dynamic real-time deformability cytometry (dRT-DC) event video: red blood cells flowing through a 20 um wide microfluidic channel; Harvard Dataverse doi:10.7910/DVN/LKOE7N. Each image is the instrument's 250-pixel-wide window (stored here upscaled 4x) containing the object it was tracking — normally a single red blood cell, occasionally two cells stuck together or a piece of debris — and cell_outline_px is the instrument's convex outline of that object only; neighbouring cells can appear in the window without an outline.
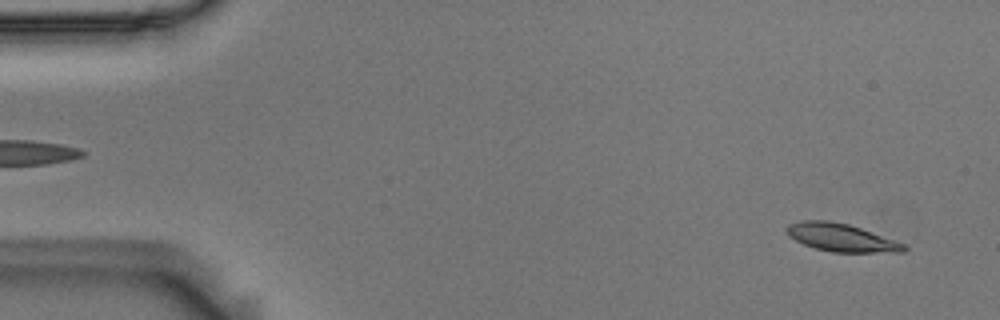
{"species": "Egyptian fruit bat (a non-hibernating species)", "species_latin": "Rousettus aegyptiacus", "temperature_condition": "room temperature", "stored_images_in_passage": 55, "camera_frame_rate_fps": 3000, "um_per_image_px": 0.085, "animal": {"sex": "male"}, "frame": {"image": 1, "passage_image": 3, "time_ms": 0.667, "image_size_px": [1000, 320], "cell_outline_px": [[908, 248], [904, 252], [832, 252], [816, 248], [804, 244], [788, 236], [784, 232], [784, 228], [788, 224], [800, 220], [828, 220], [848, 224], [860, 228], [904, 244]], "centroid_in_image_um": [71.43, 20.18], "position_along_channel_um": 13.6, "area_um2": 18.96}}
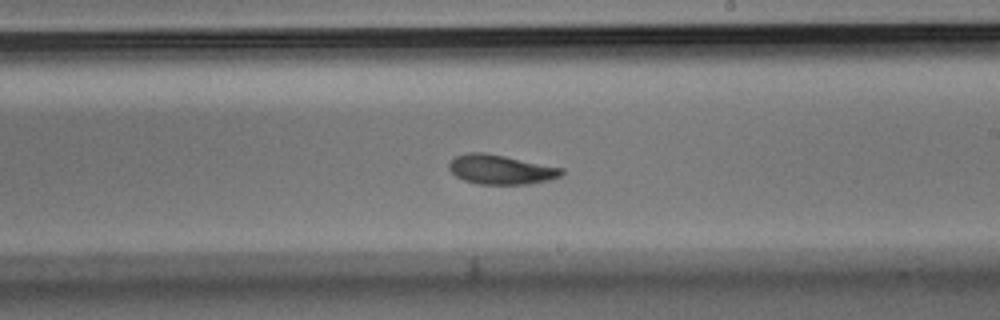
{"frame": {"image": 2, "passage_image": 32, "time_ms": 10.333, "image_size_px": [1000, 320], "cell_outline_px": [[564, 172], [560, 176], [548, 180], [532, 184], [480, 184], [464, 180], [456, 176], [448, 168], [448, 164], [456, 156], [468, 152], [484, 152], [564, 168]], "centroid_in_image_um": [42.57, 14.41], "position_along_channel_um": 246.4, "area_um2": 19.25}}
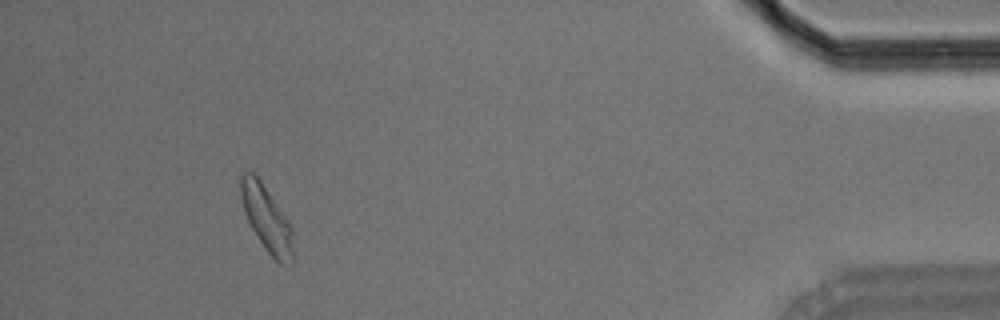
{"frame": {"image": 3, "passage_image": 51, "time_ms": 16.667, "image_size_px": [1000, 320], "cell_outline_px": [[292, 264], [280, 264], [268, 252], [252, 228], [244, 212], [240, 196], [240, 176], [244, 172], [252, 172], [260, 180], [288, 220], [292, 228]], "centroid_in_image_um": [22.65, 18.57], "position_along_channel_um": 412.6, "area_um2": 19.54}, "authors_computed_cell_mechanics": {"area_um2": 19.363, "velocity_mm_per_s": 3.5859, "shape_relaxation_time_tau1_ms": 3.448, "shape_relaxation_time_tau2_ms": 3.1612, "deformation_change_tau1": 0.1348, "deformation_change_tau2": 0.0806}}